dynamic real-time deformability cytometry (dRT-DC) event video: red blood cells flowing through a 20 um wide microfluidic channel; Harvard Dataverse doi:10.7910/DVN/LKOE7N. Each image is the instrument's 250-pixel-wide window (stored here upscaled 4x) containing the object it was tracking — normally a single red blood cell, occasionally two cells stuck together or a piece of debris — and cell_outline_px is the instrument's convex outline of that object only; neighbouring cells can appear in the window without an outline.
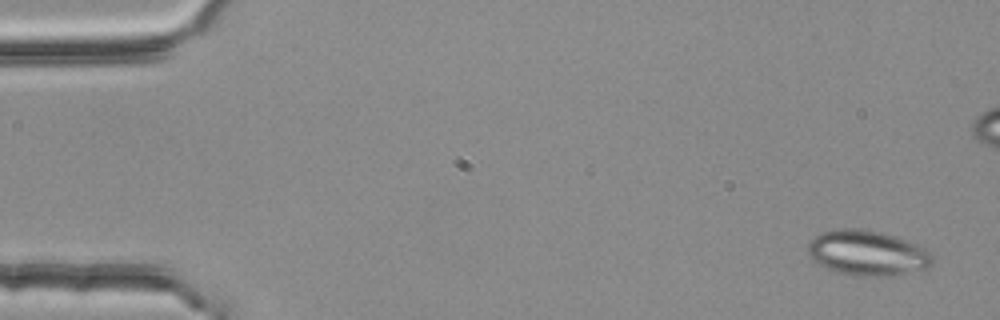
{"species": "common noctule bat (a hibernating species)", "species_latin": "Nyctalus noctula", "temperature_condition": "room temperature", "stored_images_in_passage": 4, "camera_frame_rate_fps": 3000, "um_per_image_px": 0.085, "animal": {"sex": "female", "body_mass_g": 25.1}, "frame": {"image": 1, "passage_image": 1, "time_ms": 0.0, "image_size_px": [1000, 320], "cell_outline_px": [[932, 264], [924, 268], [892, 276], [856, 276], [840, 272], [828, 268], [812, 260], [808, 252], [808, 244], [820, 232], [840, 228], [852, 228], [880, 232], [896, 236], [908, 240], [916, 244], [928, 252], [932, 256]], "centroid_in_image_um": [73.71, 21.5], "position_along_channel_um": 11.3, "area_um2": 32.37}}